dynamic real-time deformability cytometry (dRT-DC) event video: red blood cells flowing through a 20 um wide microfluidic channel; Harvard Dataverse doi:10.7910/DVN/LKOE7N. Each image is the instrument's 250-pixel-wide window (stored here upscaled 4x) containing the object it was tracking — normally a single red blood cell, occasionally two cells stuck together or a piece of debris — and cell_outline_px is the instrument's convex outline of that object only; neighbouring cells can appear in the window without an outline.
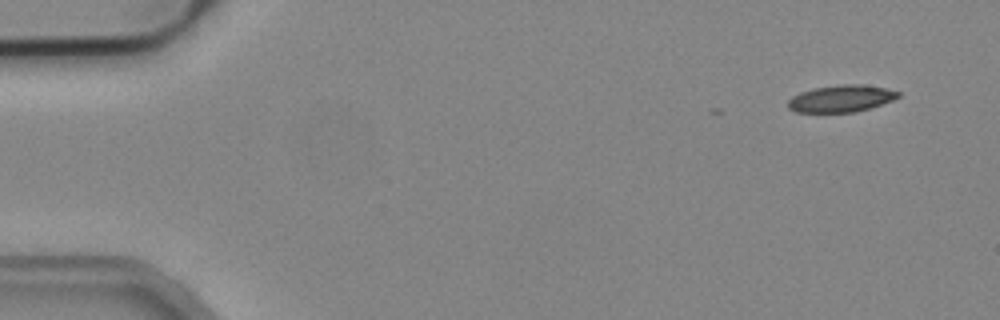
{"species": "common noctule bat (a hibernating species)", "species_latin": "Nyctalus noctula", "temperature_condition": "cold", "stored_images_in_passage": 2, "camera_frame_rate_fps": 3000, "um_per_image_px": 0.085, "animal": {"sex": "male", "body_mass_g": 19.2, "forearm_length_mm": 51.8}, "frame": {"image": 1, "passage_image": 2, "time_ms": 0.333, "image_size_px": [1000, 320], "cell_outline_px": [[900, 96], [892, 100], [856, 112], [796, 112], [788, 108], [788, 100], [792, 96], [800, 92], [812, 88], [844, 84], [860, 84], [884, 88], [900, 92]], "centroid_in_image_um": [71.46, 8.37], "position_along_channel_um": 13.5, "area_um2": 17.17}}